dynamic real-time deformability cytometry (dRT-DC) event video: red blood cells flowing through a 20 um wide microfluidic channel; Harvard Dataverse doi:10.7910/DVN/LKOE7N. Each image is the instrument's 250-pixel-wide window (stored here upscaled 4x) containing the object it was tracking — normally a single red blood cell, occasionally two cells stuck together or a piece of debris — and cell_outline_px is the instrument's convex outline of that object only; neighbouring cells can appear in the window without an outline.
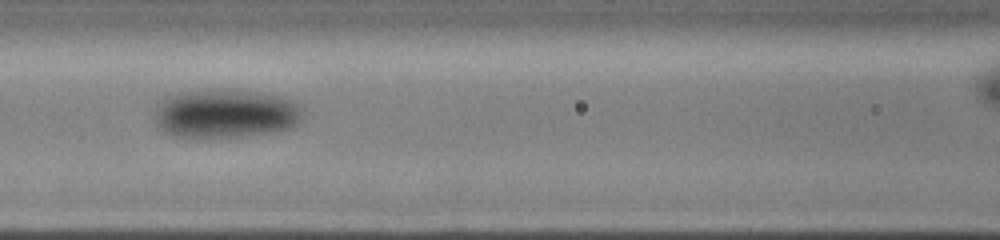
{"species": "human", "species_latin": "Homo sapiens", "temperature_condition": "cold", "stored_images_in_passage": 24, "camera_frame_rate_fps": 3000, "um_per_image_px": 0.085, "donor": {"sex": "male"}, "frame": {"image": 1, "passage_image": 5, "time_ms": 2.667, "image_size_px": [1000, 240], "cell_outline_px": [[304, 112], [300, 120], [296, 124], [288, 128], [268, 132], [240, 136], [176, 136], [160, 128], [156, 124], [156, 104], [160, 100], [168, 96], [180, 92], [200, 88], [212, 88], [252, 92], [276, 96], [288, 100], [296, 104]], "centroid_in_image_um": [19.1, 9.62], "position_along_channel_um": 147.5, "area_um2": 41.5}}
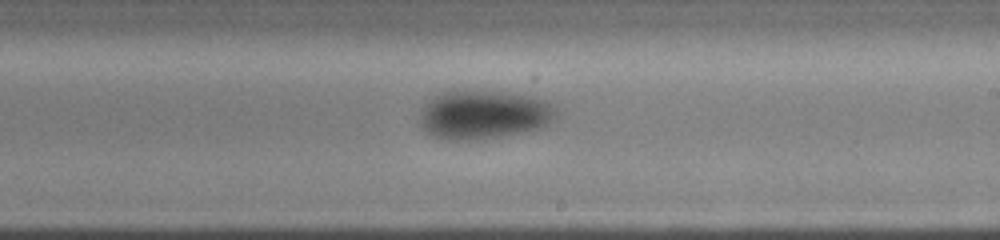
{"frame": {"image": 2, "passage_image": 12, "time_ms": 5.0, "image_size_px": [1000, 240], "cell_outline_px": [[556, 116], [548, 124], [540, 128], [500, 136], [472, 140], [444, 140], [432, 136], [420, 128], [420, 116], [424, 104], [432, 96], [444, 92], [504, 92], [528, 96], [548, 100], [556, 108]], "centroid_in_image_um": [41.09, 9.77], "position_along_channel_um": 247.9, "area_um2": 38.55}}
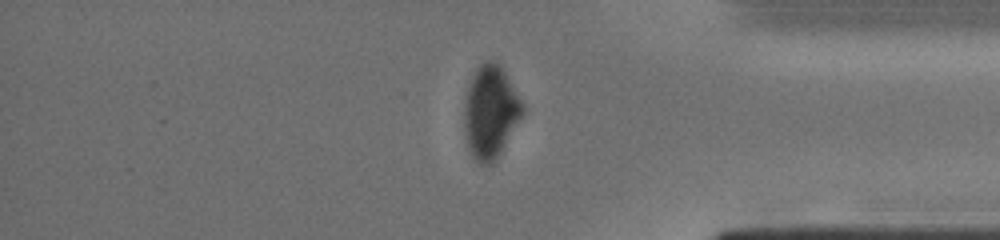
{"frame": {"image": 3, "passage_image": 22, "time_ms": 8.667, "image_size_px": [1000, 240], "cell_outline_px": [[524, 112], [496, 160], [492, 164], [480, 164], [472, 156], [464, 140], [464, 100], [472, 76], [476, 68], [480, 64], [488, 60], [492, 60], [504, 72], [524, 104]], "centroid_in_image_um": [41.66, 9.55], "position_along_channel_um": 393.5, "area_um2": 31.39}}